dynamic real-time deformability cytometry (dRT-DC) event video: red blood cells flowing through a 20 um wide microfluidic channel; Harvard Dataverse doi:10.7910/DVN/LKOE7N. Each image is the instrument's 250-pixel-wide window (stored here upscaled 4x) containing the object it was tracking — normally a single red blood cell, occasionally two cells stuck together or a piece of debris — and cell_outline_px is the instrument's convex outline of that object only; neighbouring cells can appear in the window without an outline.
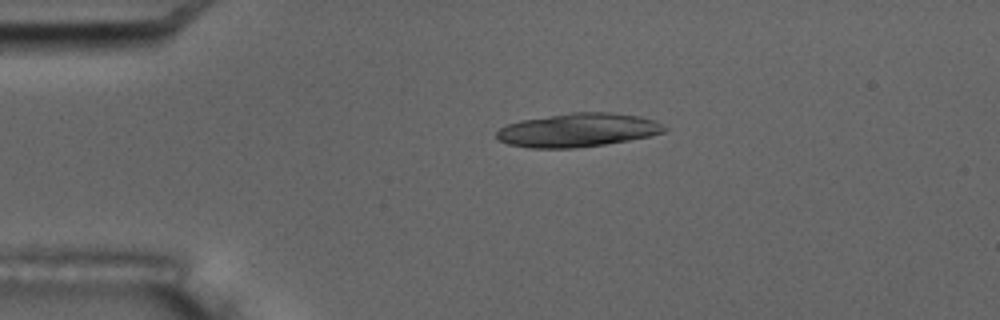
{"species": "common noctule bat (a hibernating species)", "species_latin": "Nyctalus noctula", "temperature_condition": "room temperature", "stored_images_in_passage": 2, "camera_frame_rate_fps": 3000, "um_per_image_px": 0.085, "animal": {"sex": "male", "body_mass_g": 17.5, "forearm_length_mm": 52.3}, "frame": {"image": 1, "passage_image": 1, "time_ms": 0.0, "image_size_px": [1000, 320], "cell_outline_px": [[668, 128], [664, 132], [648, 136], [628, 140], [604, 144], [576, 148], [532, 148], [508, 144], [500, 140], [496, 136], [496, 132], [500, 128], [508, 124], [520, 120], [572, 112], [612, 112], [640, 116], [656, 120]], "centroid_in_image_um": [49.13, 11.05], "position_along_channel_um": 35.9, "area_um2": 32.89}}